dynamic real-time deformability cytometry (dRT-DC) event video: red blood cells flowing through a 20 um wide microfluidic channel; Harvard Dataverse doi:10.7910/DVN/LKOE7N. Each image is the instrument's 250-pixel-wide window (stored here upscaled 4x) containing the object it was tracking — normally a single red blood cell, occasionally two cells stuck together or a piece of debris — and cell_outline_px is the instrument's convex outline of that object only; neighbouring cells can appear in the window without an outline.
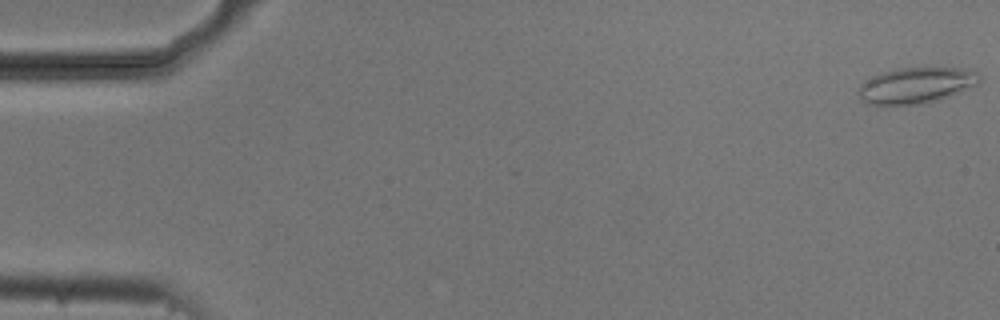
{"species": "common noctule bat (a hibernating species)", "species_latin": "Nyctalus noctula", "temperature_condition": "cold", "stored_images_in_passage": 21, "camera_frame_rate_fps": 3000, "um_per_image_px": 0.085, "animal": {"sex": "male", "body_mass_g": 20.5, "forearm_length_mm": 52.5}, "frame": {"image": 1, "passage_image": 1, "time_ms": 0.0, "image_size_px": [1000, 320], "cell_outline_px": [[980, 84], [960, 92], [936, 100], [920, 104], [868, 104], [860, 100], [860, 84], [864, 80], [880, 72], [900, 68], [960, 68], [976, 72], [980, 76]], "centroid_in_image_um": [77.87, 7.25], "position_along_channel_um": 7.1, "area_um2": 25.14}}
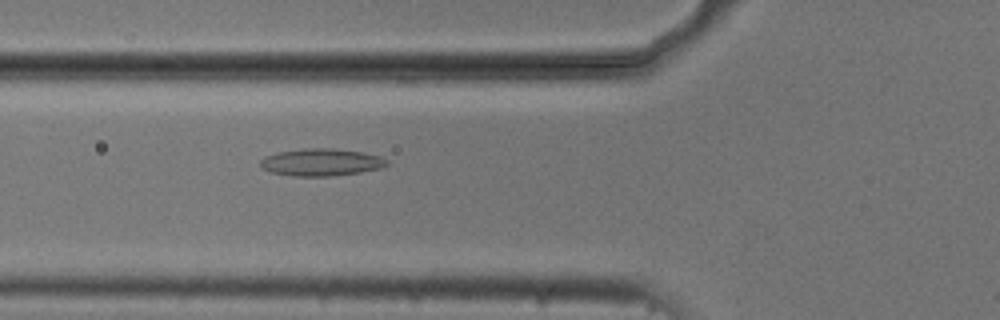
{"frame": {"image": 2, "passage_image": 20, "time_ms": 6.333, "image_size_px": [1000, 320], "cell_outline_px": [[388, 164], [380, 168], [360, 172], [332, 176], [292, 176], [272, 172], [264, 168], [260, 164], [260, 160], [264, 156], [280, 152], [304, 148], [332, 148], [364, 152], [380, 156], [388, 160]], "centroid_in_image_um": [27.32, 13.78], "position_along_channel_um": 98.5, "area_um2": 20.06}}